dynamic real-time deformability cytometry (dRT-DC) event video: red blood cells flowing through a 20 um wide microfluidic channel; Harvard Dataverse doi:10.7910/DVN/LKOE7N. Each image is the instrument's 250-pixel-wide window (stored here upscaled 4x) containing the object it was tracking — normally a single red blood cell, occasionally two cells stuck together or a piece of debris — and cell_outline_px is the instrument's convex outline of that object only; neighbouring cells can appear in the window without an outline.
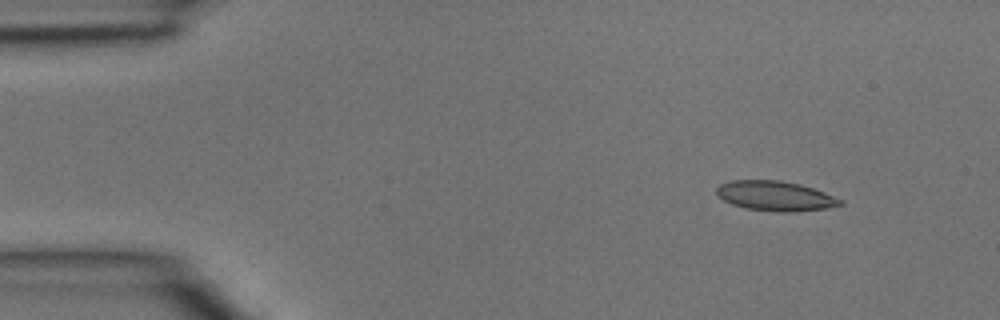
{"species": "common noctule bat (a hibernating species)", "species_latin": "Nyctalus noctula", "temperature_condition": "room temperature", "stored_images_in_passage": 4, "camera_frame_rate_fps": 3000, "um_per_image_px": 0.085, "animal": {"sex": "male", "body_mass_g": 15.6}, "frame": {"image": 1, "passage_image": 2, "time_ms": 0.333, "image_size_px": [1000, 320], "cell_outline_px": [[844, 204], [828, 208], [792, 212], [776, 212], [744, 208], [732, 204], [716, 196], [716, 188], [720, 184], [732, 180], [780, 180], [800, 184], [824, 192], [844, 200]], "centroid_in_image_um": [65.9, 16.66], "position_along_channel_um": 19.1, "area_um2": 21.68}}
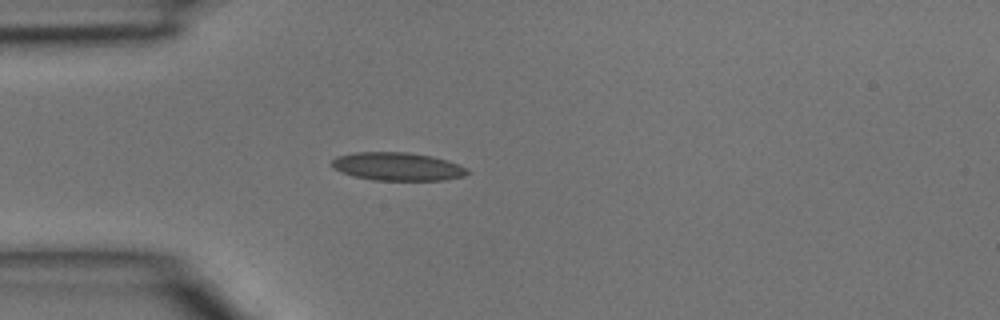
{"frame": {"image": 2, "passage_image": 4, "time_ms": 1.0, "image_size_px": [1000, 320], "cell_outline_px": [[472, 172], [464, 176], [444, 180], [372, 180], [352, 176], [340, 172], [332, 168], [328, 164], [336, 156], [352, 152], [408, 152], [432, 156], [448, 160], [468, 168]], "centroid_in_image_um": [33.76, 14.15], "position_along_channel_um": 51.2, "area_um2": 22.72}}